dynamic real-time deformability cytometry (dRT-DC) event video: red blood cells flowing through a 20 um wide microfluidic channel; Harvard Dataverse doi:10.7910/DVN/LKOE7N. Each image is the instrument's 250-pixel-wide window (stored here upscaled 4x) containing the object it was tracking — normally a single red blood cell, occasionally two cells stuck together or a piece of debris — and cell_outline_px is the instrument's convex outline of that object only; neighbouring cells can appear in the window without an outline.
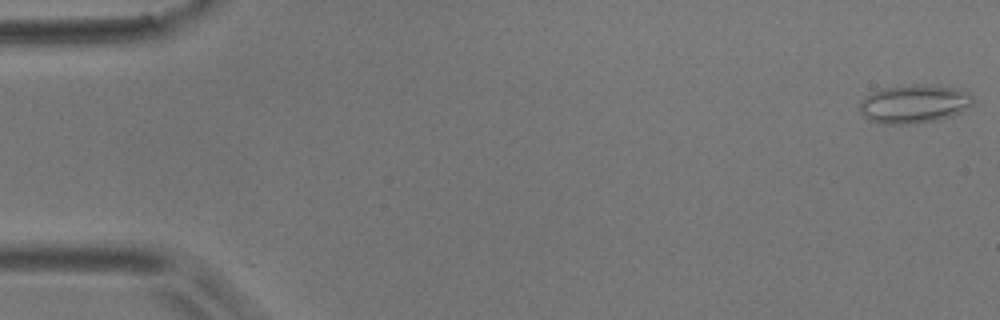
{"species": "common noctule bat (a hibernating species)", "species_latin": "Nyctalus noctula", "temperature_condition": "room temperature", "stored_images_in_passage": 54, "camera_frame_rate_fps": 3000, "um_per_image_px": 0.085, "animal": {"sex": "male", "body_mass_g": 17.9}, "frame": {"image": 1, "passage_image": 1, "time_ms": 0.0, "image_size_px": [1000, 320], "cell_outline_px": [[972, 104], [960, 112], [936, 120], [908, 124], [884, 124], [868, 120], [860, 112], [860, 104], [872, 92], [884, 88], [952, 88], [968, 92], [972, 96]], "centroid_in_image_um": [77.66, 8.9], "position_along_channel_um": 7.3, "area_um2": 23.81}}
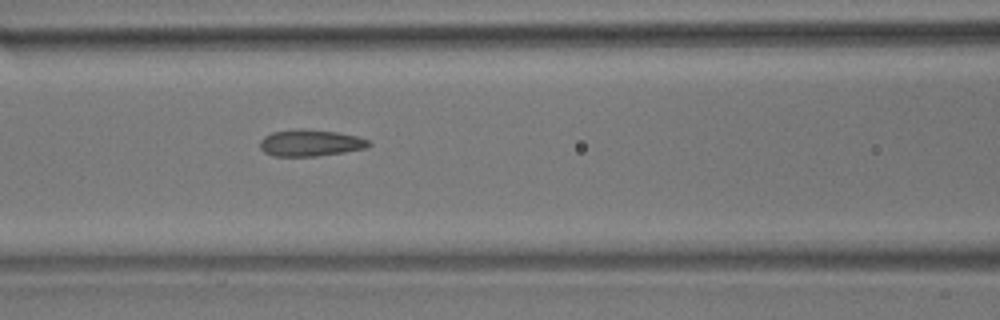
{"frame": {"image": 2, "passage_image": 23, "time_ms": 7.333, "image_size_px": [1000, 320], "cell_outline_px": [[372, 144], [368, 148], [344, 152], [316, 156], [272, 156], [264, 152], [260, 148], [260, 140], [264, 136], [272, 132], [292, 128], [336, 132], [356, 136], [368, 140]], "centroid_in_image_um": [26.36, 12.15], "position_along_channel_um": 140.2, "area_um2": 16.94}}
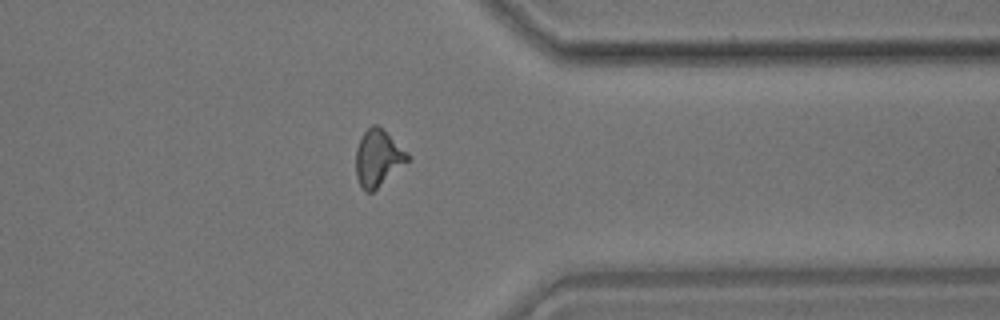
{"frame": {"image": 3, "passage_image": 43, "time_ms": 14.0, "image_size_px": [1000, 320], "cell_outline_px": [[408, 160], [372, 192], [364, 192], [356, 176], [356, 148], [360, 136], [372, 124], [376, 124], [408, 152]], "centroid_in_image_um": [32.09, 13.42], "position_along_channel_um": 379.3, "area_um2": 16.65}, "authors_computed_cell_mechanics": {"area_um2": 16.7331, "velocity_mm_per_s": 3.7025, "shape_relaxation_time_tau1_ms": 6.1015, "shape_relaxation_time_tau2_ms": 1.7389, "deformation_change_tau1": 0.1555, "deformation_change_tau2": 0.0915}}